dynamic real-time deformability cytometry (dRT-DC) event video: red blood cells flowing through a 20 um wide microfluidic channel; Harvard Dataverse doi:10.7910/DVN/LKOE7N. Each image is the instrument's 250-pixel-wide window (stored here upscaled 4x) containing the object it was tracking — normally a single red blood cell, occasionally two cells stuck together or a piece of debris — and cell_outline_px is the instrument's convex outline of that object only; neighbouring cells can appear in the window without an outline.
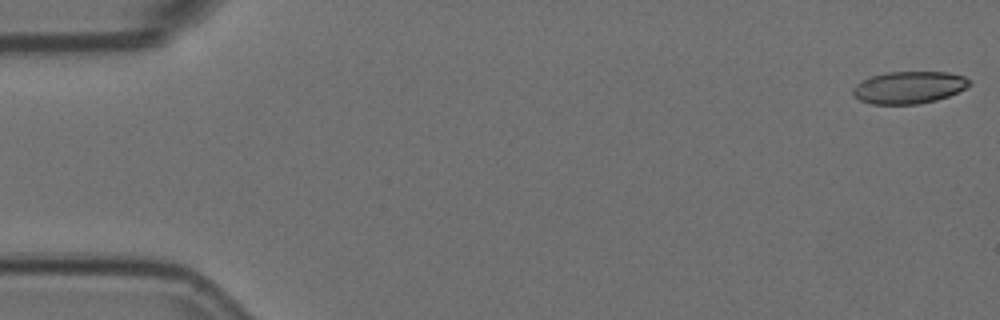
{"species": "Egyptian fruit bat (a non-hibernating species)", "species_latin": "Rousettus aegyptiacus", "temperature_condition": "room temperature", "stored_images_in_passage": 5, "camera_frame_rate_fps": 3000, "um_per_image_px": 0.085, "animal": {"sex": "female"}, "frame": {"image": 1, "passage_image": 1, "time_ms": 0.0, "image_size_px": [1000, 320], "cell_outline_px": [[972, 84], [948, 96], [936, 100], [916, 104], [872, 104], [860, 100], [852, 96], [852, 88], [856, 84], [872, 76], [888, 72], [948, 72], [964, 76], [972, 80]], "centroid_in_image_um": [77.26, 7.43], "position_along_channel_um": 7.7, "area_um2": 21.85}}
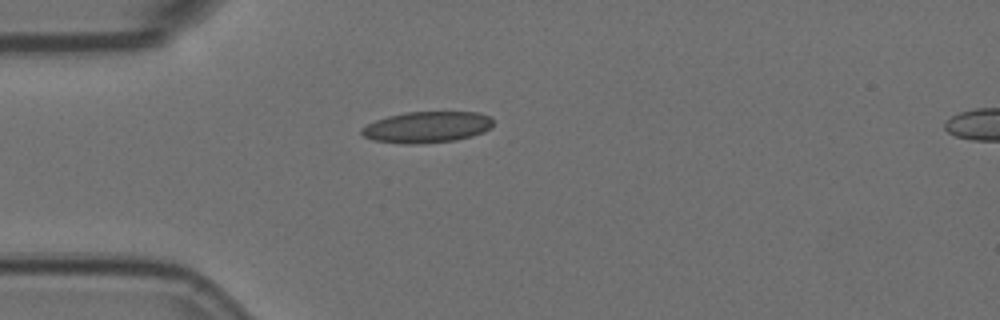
{"frame": {"image": 2, "passage_image": 4, "time_ms": 1.0, "image_size_px": [1000, 320], "cell_outline_px": [[492, 128], [484, 132], [472, 136], [456, 140], [412, 144], [408, 144], [372, 140], [364, 136], [360, 132], [360, 128], [376, 120], [388, 116], [404, 112], [480, 112], [488, 116], [492, 120]], "centroid_in_image_um": [36.29, 10.8], "position_along_channel_um": 48.7, "area_um2": 23.93}}